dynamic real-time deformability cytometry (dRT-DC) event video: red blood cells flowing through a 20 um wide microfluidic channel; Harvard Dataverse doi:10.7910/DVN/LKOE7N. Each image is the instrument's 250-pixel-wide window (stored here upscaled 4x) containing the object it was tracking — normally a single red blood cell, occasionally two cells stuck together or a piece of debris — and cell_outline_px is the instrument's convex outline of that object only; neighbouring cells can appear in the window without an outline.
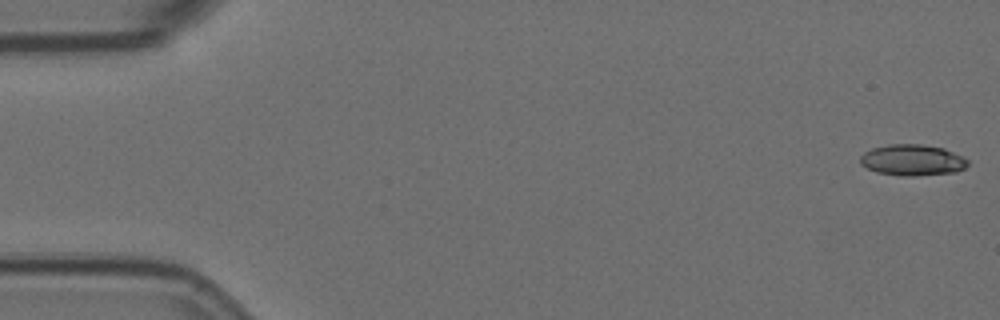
{"species": "Egyptian fruit bat (a non-hibernating species)", "species_latin": "Rousettus aegyptiacus", "temperature_condition": "room temperature", "stored_images_in_passage": 7, "camera_frame_rate_fps": 3000, "um_per_image_px": 0.085, "animal": {"sex": "female"}, "frame": {"image": 1, "passage_image": 1, "time_ms": 0.0, "image_size_px": [1000, 320], "cell_outline_px": [[968, 164], [964, 168], [956, 172], [912, 176], [900, 176], [876, 172], [860, 164], [860, 156], [864, 152], [872, 148], [888, 144], [920, 144], [944, 148], [964, 156], [968, 160]], "centroid_in_image_um": [77.55, 13.6], "position_along_channel_um": 7.4, "area_um2": 19.65}}
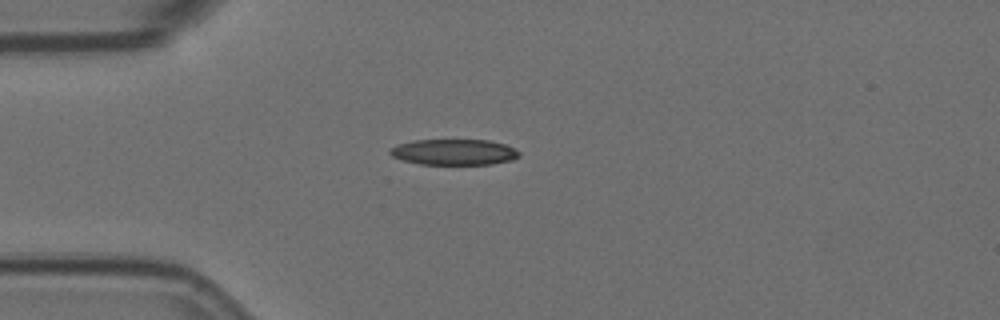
{"frame": {"image": 2, "passage_image": 5, "time_ms": 1.333, "image_size_px": [1000, 320], "cell_outline_px": [[520, 156], [512, 160], [492, 164], [420, 164], [400, 160], [392, 156], [388, 152], [388, 148], [400, 144], [416, 140], [488, 140], [504, 144], [520, 152]], "centroid_in_image_um": [38.56, 12.93], "position_along_channel_um": 46.4, "area_um2": 19.42}}
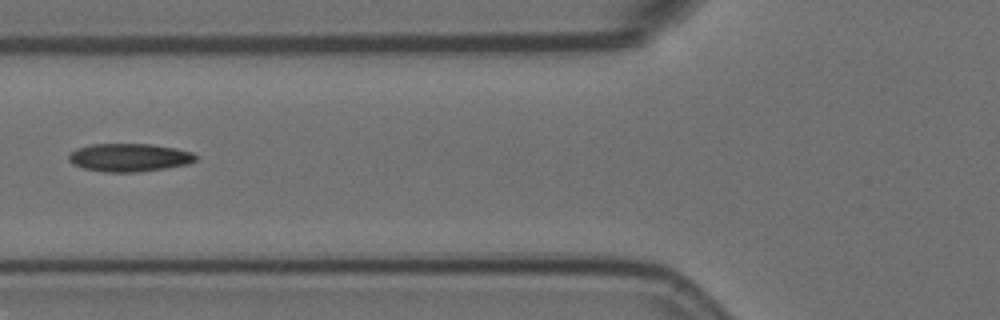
{"frame": {"image": 3, "passage_image": 7, "time_ms": 2.0, "image_size_px": [1000, 320], "cell_outline_px": [[196, 160], [188, 164], [164, 168], [136, 172], [104, 172], [84, 168], [72, 164], [68, 160], [68, 156], [76, 148], [92, 144], [148, 144], [176, 148], [192, 152], [196, 156]], "centroid_in_image_um": [10.97, 13.39], "position_along_channel_um": 114.8, "area_um2": 20.69}}